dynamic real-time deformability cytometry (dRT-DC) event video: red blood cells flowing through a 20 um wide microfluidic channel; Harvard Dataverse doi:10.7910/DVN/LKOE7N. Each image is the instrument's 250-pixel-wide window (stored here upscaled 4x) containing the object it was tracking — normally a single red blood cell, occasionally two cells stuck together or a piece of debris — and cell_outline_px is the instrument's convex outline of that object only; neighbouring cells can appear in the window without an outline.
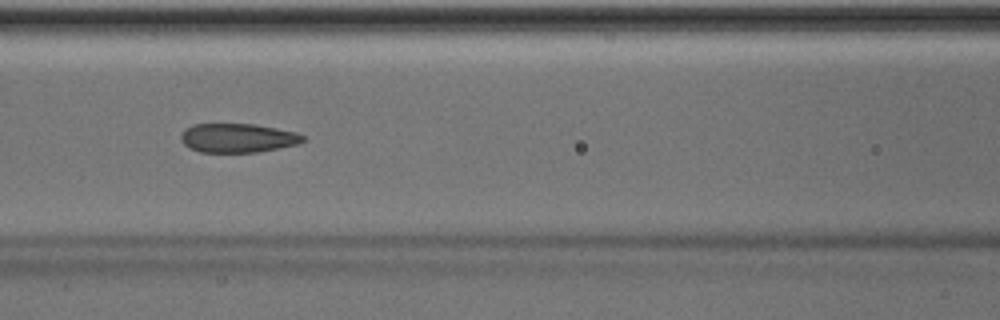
{"species": "Egyptian fruit bat (a non-hibernating species)", "species_latin": "Rousettus aegyptiacus", "temperature_condition": "room temperature", "stored_images_in_passage": 50, "camera_frame_rate_fps": 3000, "um_per_image_px": 0.085, "animal": {"sex": "male"}, "frame": {"image": 1, "passage_image": 22, "time_ms": 7.0, "image_size_px": [1000, 320], "cell_outline_px": [[304, 140], [296, 144], [280, 148], [256, 152], [200, 152], [188, 148], [180, 140], [180, 136], [184, 128], [192, 124], [256, 124], [296, 132], [304, 136]], "centroid_in_image_um": [20.16, 11.72], "position_along_channel_um": 146.4, "area_um2": 20.75}}
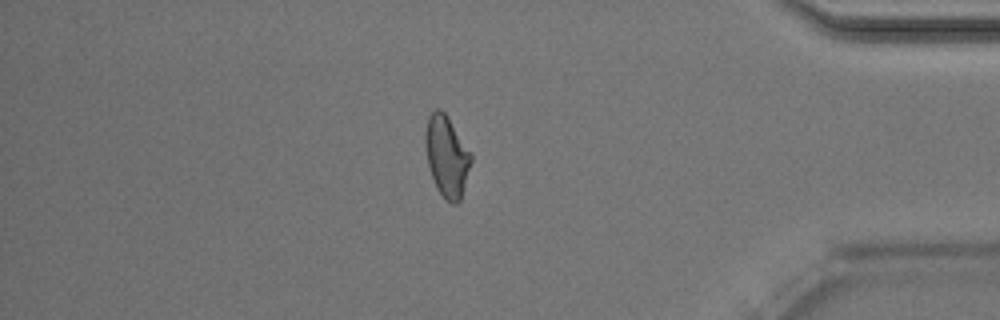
{"frame": {"image": 2, "passage_image": 43, "time_ms": 14.0, "image_size_px": [1000, 320], "cell_outline_px": [[472, 160], [460, 200], [456, 204], [452, 204], [444, 200], [436, 188], [428, 164], [424, 140], [424, 136], [428, 116], [436, 108], [440, 108], [448, 116], [472, 156]], "centroid_in_image_um": [37.95, 13.29], "position_along_channel_um": 397.2, "area_um2": 21.5}}
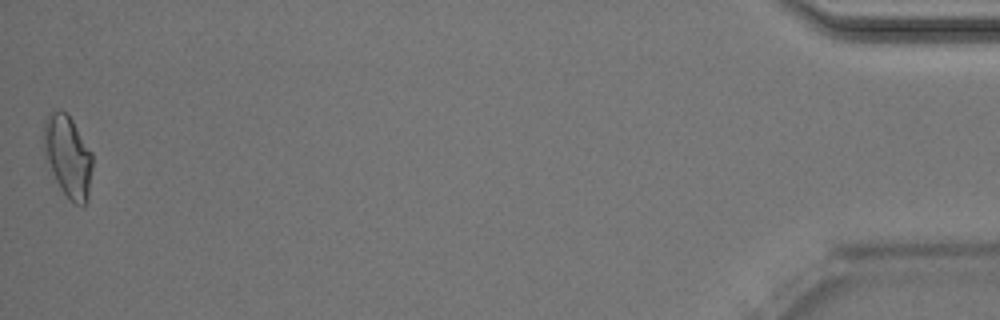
{"frame": {"image": 3, "passage_image": 50, "time_ms": 16.333, "image_size_px": [1000, 320], "cell_outline_px": [[92, 168], [88, 200], [84, 204], [76, 204], [60, 188], [44, 156], [44, 120], [48, 112], [60, 108], [72, 120], [92, 152]], "centroid_in_image_um": [5.77, 13.25], "position_along_channel_um": 429.4, "area_um2": 23.06}, "authors_computed_cell_mechanics": {"area_um2": 21.6172, "velocity_mm_per_s": 4.0358, "shape_relaxation_time_tau1_ms": 9.7181, "shape_relaxation_time_tau2_ms": 1.7879, "deformation_change_tau1": 0.2153, "deformation_change_tau2": 0.0745}}